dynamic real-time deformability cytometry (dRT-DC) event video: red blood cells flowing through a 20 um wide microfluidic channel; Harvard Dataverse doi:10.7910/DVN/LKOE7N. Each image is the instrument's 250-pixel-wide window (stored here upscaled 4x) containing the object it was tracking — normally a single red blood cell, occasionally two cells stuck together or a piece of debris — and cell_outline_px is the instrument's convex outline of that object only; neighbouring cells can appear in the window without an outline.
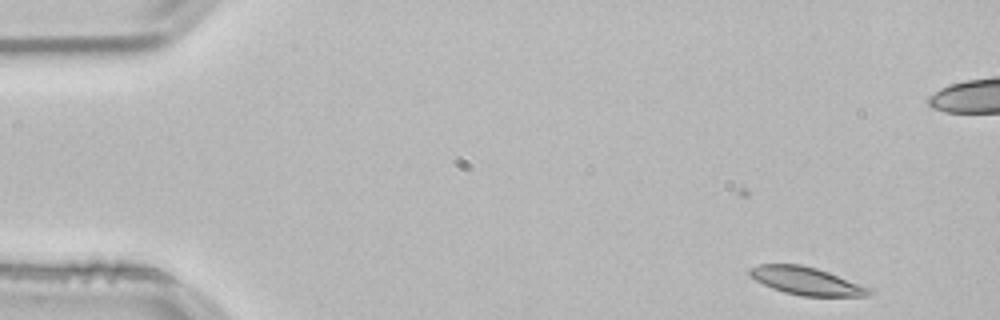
{"species": "common noctule bat (a hibernating species)", "species_latin": "Nyctalus noctula", "temperature_condition": "room temperature", "stored_images_in_passage": 52, "camera_frame_rate_fps": 3000, "um_per_image_px": 0.085, "animal": {"sex": "male", "body_mass_g": 21.5, "forearm_length_mm": 52.0}, "frame": {"image": 1, "passage_image": 1, "time_ms": 0.0, "image_size_px": [1000, 320], "cell_outline_px": [[872, 292], [868, 296], [800, 296], [784, 292], [772, 288], [756, 280], [748, 272], [748, 268], [760, 264], [800, 264], [816, 268], [828, 272], [872, 288]], "centroid_in_image_um": [68.55, 23.88], "position_along_channel_um": 16.4, "area_um2": 19.31}}
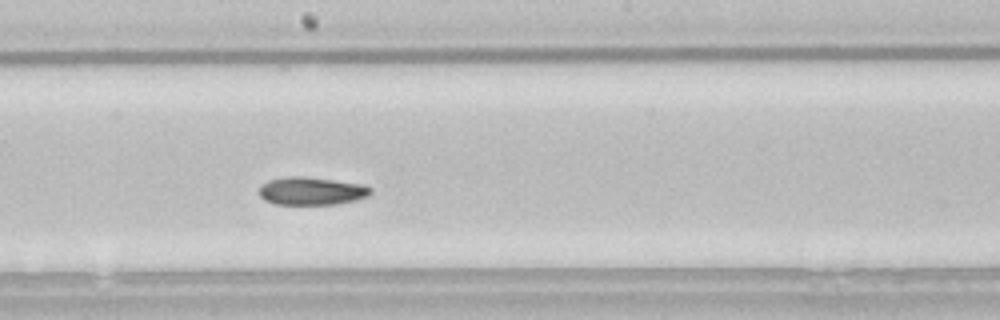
{"frame": {"image": 2, "passage_image": 26, "time_ms": 8.333, "image_size_px": [1000, 320], "cell_outline_px": [[372, 192], [368, 196], [336, 204], [276, 204], [264, 200], [260, 196], [260, 184], [268, 180], [288, 176], [304, 176], [364, 184], [372, 188]], "centroid_in_image_um": [26.46, 16.22], "position_along_channel_um": 221.7, "area_um2": 18.15}}
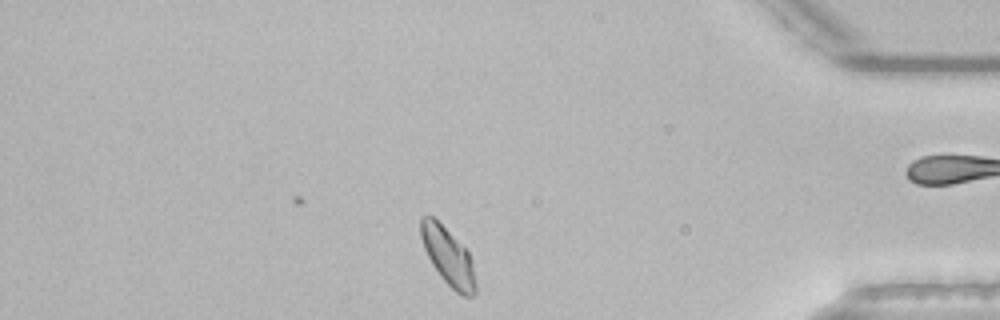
{"frame": {"image": 3, "passage_image": 43, "time_ms": 14.0, "image_size_px": [1000, 320], "cell_outline_px": [[476, 292], [472, 296], [464, 296], [456, 292], [440, 276], [432, 264], [424, 248], [420, 236], [420, 216], [432, 216], [468, 252], [472, 260], [476, 284]], "centroid_in_image_um": [38.08, 21.83], "position_along_channel_um": 397.1, "area_um2": 17.98}, "authors_computed_cell_mechanics": {"area_um2": 18.7272, "velocity_mm_per_s": 3.7213, "shape_relaxation_time_tau1_ms": 6.2354, "shape_relaxation_time_tau2_ms": 4.3649, "deformation_change_tau1": 0.1276, "deformation_change_tau2": 0.0797}}